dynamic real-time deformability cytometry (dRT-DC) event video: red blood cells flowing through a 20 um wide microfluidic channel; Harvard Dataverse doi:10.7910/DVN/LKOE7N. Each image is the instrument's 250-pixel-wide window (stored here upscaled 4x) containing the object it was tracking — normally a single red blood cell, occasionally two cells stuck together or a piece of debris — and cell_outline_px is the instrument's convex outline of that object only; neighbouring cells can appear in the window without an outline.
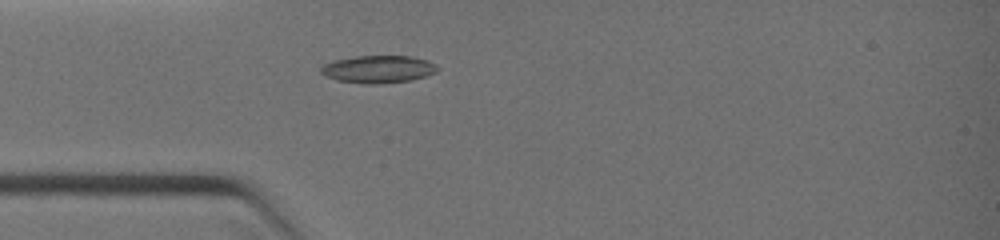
{"species": "common noctule bat (a hibernating species)", "species_latin": "Nyctalus noctula", "temperature_condition": "warm", "stored_images_in_passage": 14, "camera_frame_rate_fps": 3000, "um_per_image_px": 0.085, "animal": {"sex": "female", "body_mass_g": 19.0, "forearm_length_mm": 51.5}, "frame": {"image": 1, "passage_image": 2, "time_ms": 0.333, "image_size_px": [1000, 240], "cell_outline_px": [[440, 68], [436, 72], [412, 80], [380, 84], [364, 84], [336, 80], [320, 72], [320, 68], [324, 64], [332, 60], [352, 56], [412, 56], [428, 60], [436, 64]], "centroid_in_image_um": [32.16, 5.87], "position_along_channel_um": 52.8, "area_um2": 18.9}}
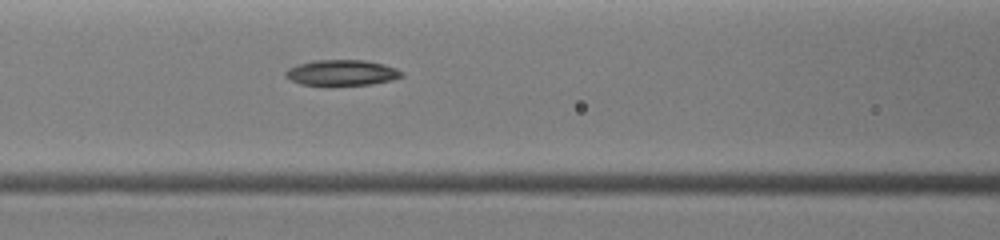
{"frame": {"image": 2, "passage_image": 9, "time_ms": 2.0, "image_size_px": [1000, 240], "cell_outline_px": [[404, 76], [392, 80], [372, 84], [332, 88], [300, 84], [284, 76], [284, 72], [288, 68], [296, 64], [316, 60], [364, 60], [384, 64], [396, 68], [404, 72]], "centroid_in_image_um": [29.03, 6.22], "position_along_channel_um": 137.6, "area_um2": 18.26}}
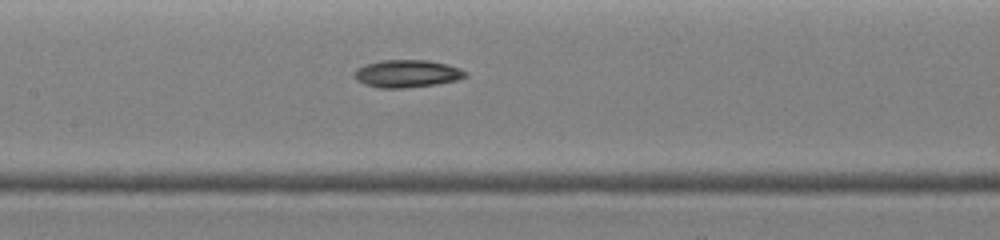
{"frame": {"image": 3, "passage_image": 12, "time_ms": 2.667, "image_size_px": [1000, 240], "cell_outline_px": [[468, 76], [456, 80], [436, 84], [404, 88], [380, 88], [364, 84], [356, 80], [352, 76], [352, 72], [356, 68], [364, 64], [380, 60], [428, 60], [448, 64], [460, 68], [468, 72]], "centroid_in_image_um": [34.56, 6.25], "position_along_channel_um": 172.8, "area_um2": 18.15}}